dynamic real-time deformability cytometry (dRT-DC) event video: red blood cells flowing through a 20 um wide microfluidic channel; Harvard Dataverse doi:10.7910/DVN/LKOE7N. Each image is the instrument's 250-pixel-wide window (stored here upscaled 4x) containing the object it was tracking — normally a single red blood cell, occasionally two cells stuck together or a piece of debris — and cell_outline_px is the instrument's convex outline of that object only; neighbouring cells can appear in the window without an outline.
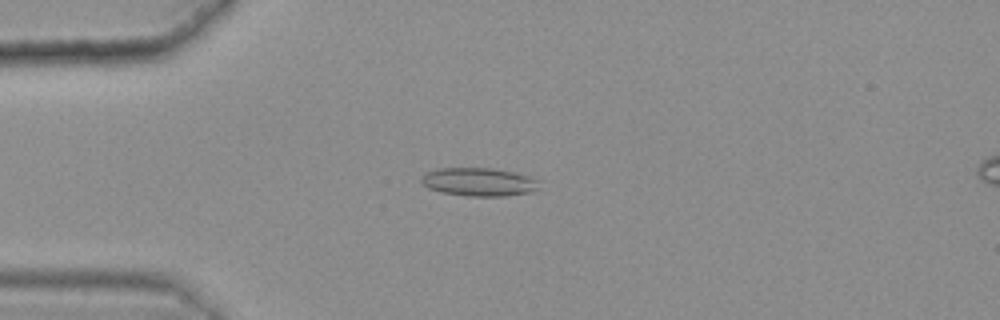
{"species": "common noctule bat (a hibernating species)", "species_latin": "Nyctalus noctula", "temperature_condition": "warm", "stored_images_in_passage": 40, "camera_frame_rate_fps": 3000, "um_per_image_px": 0.085, "animal": {"sex": "female", "body_mass_g": 25.1}, "frame": {"image": 1, "passage_image": 6, "time_ms": 1.667, "image_size_px": [1000, 320], "cell_outline_px": [[540, 180], [536, 188], [528, 192], [504, 196], [468, 196], [440, 192], [428, 188], [420, 180], [420, 176], [436, 168], [492, 168], [512, 172], [528, 176]], "centroid_in_image_um": [40.65, 15.46], "position_along_channel_um": 44.3, "area_um2": 19.31}}
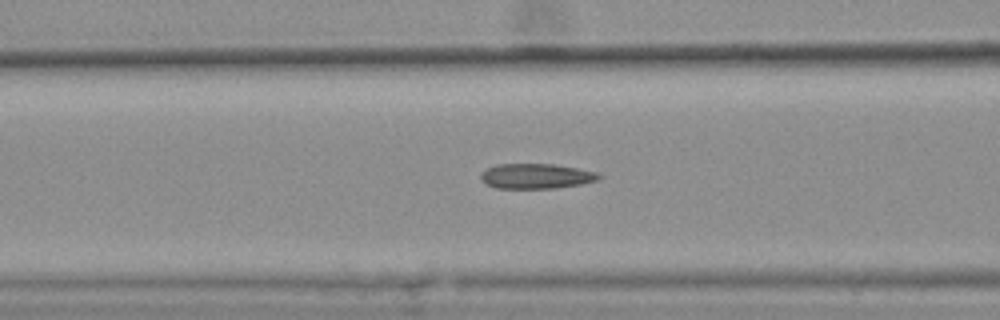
{"frame": {"image": 2, "passage_image": 14, "time_ms": 4.333, "image_size_px": [1000, 320], "cell_outline_px": [[600, 176], [596, 180], [580, 184], [556, 188], [496, 188], [480, 180], [480, 172], [496, 164], [556, 164], [596, 172]], "centroid_in_image_um": [45.52, 14.96], "position_along_channel_um": 121.1, "area_um2": 17.11}}
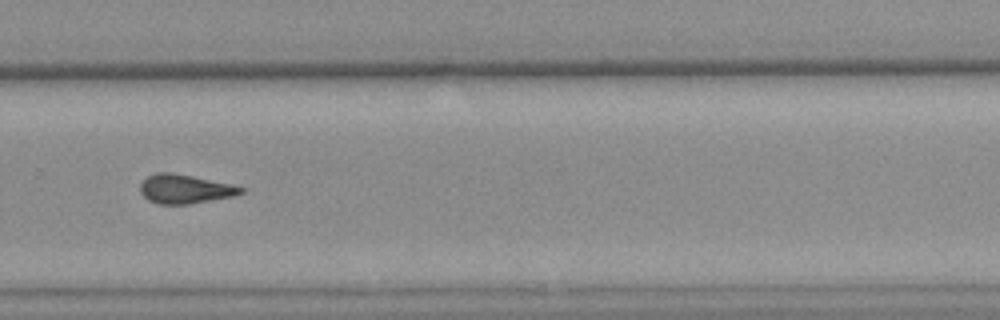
{"frame": {"image": 3, "passage_image": 30, "time_ms": 9.667, "image_size_px": [1000, 320], "cell_outline_px": [[244, 192], [236, 196], [188, 204], [156, 204], [148, 200], [140, 192], [140, 184], [148, 176], [156, 172], [168, 172], [232, 184], [244, 188]], "centroid_in_image_um": [15.72, 16.08], "position_along_channel_um": 314.1, "area_um2": 16.94}, "authors_computed_cell_mechanics": {"area_um2": 17.2533, "velocity_mm_per_s": 3.6321, "shape_relaxation_time_tau1_ms": null, "shape_relaxation_time_tau2_ms": 4.1484, "deformation_change_tau1": null, "deformation_change_tau2": 0.121}}